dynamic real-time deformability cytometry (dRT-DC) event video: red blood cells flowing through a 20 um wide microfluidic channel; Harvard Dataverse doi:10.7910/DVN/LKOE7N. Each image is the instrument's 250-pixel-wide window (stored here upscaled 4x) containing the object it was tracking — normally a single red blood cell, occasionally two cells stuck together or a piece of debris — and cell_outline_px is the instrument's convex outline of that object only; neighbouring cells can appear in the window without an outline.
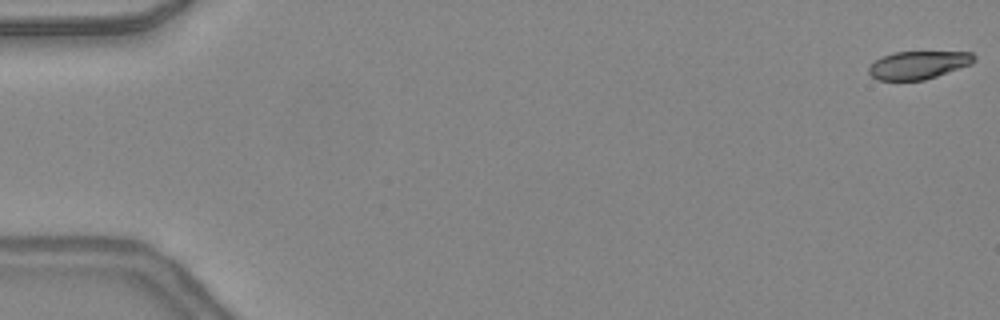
{"species": "common noctule bat (a hibernating species)", "species_latin": "Nyctalus noctula", "temperature_condition": "warm", "stored_images_in_passage": 48, "camera_frame_rate_fps": 3000, "um_per_image_px": 0.085, "animal": {"sex": "female", "body_mass_g": 24.6, "forearm_length_mm": 56.2}, "frame": {"image": 1, "passage_image": 1, "time_ms": 0.0, "image_size_px": [1000, 320], "cell_outline_px": [[976, 60], [972, 64], [924, 80], [876, 80], [868, 72], [868, 68], [880, 56], [892, 52], [972, 52], [976, 56]], "centroid_in_image_um": [78.06, 5.52], "position_along_channel_um": 6.9, "area_um2": 17.22}}
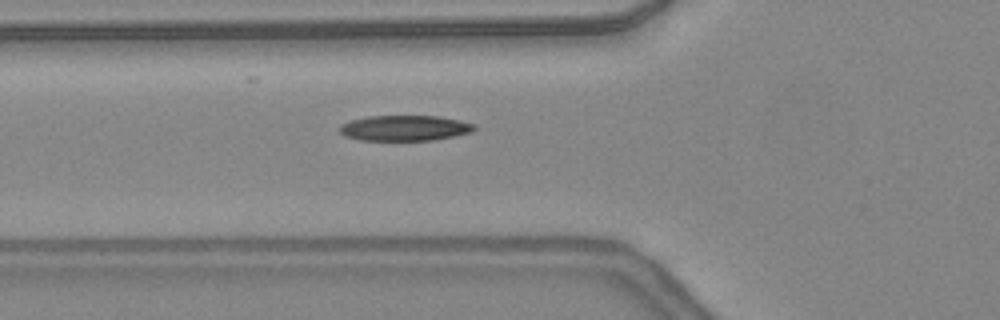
{"frame": {"image": 2, "passage_image": 18, "time_ms": 5.667, "image_size_px": [1000, 320], "cell_outline_px": [[476, 128], [472, 132], [432, 140], [360, 140], [344, 136], [340, 132], [340, 124], [352, 120], [368, 116], [440, 116], [476, 124]], "centroid_in_image_um": [34.4, 10.88], "position_along_channel_um": 91.4, "area_um2": 19.94}}
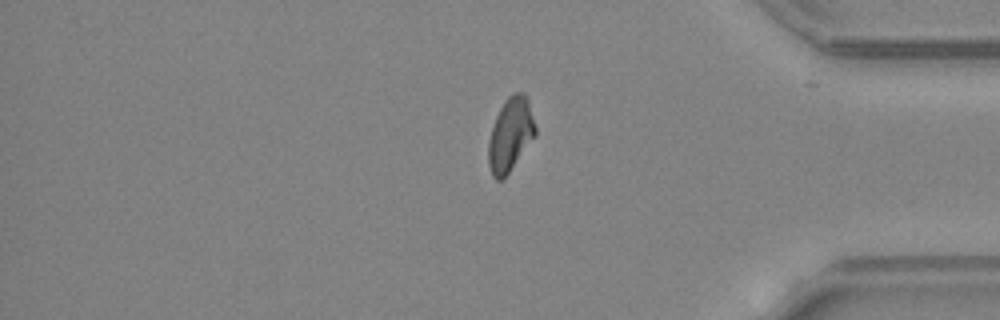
{"frame": {"image": 3, "passage_image": 40, "time_ms": 13.0, "image_size_px": [1000, 320], "cell_outline_px": [[536, 136], [508, 172], [500, 180], [496, 180], [492, 176], [488, 164], [488, 140], [496, 116], [504, 100], [512, 92], [524, 92], [528, 96], [536, 128]], "centroid_in_image_um": [43.39, 11.39], "position_along_channel_um": 391.8, "area_um2": 20.23}, "authors_computed_cell_mechanics": {"area_um2": 19.7387, "velocity_mm_per_s": 4.3986, "shape_relaxation_time_tau1_ms": 7.4759, "shape_relaxation_time_tau2_ms": 2.3186, "deformation_change_tau1": 0.2239, "deformation_change_tau2": 0.0876}}